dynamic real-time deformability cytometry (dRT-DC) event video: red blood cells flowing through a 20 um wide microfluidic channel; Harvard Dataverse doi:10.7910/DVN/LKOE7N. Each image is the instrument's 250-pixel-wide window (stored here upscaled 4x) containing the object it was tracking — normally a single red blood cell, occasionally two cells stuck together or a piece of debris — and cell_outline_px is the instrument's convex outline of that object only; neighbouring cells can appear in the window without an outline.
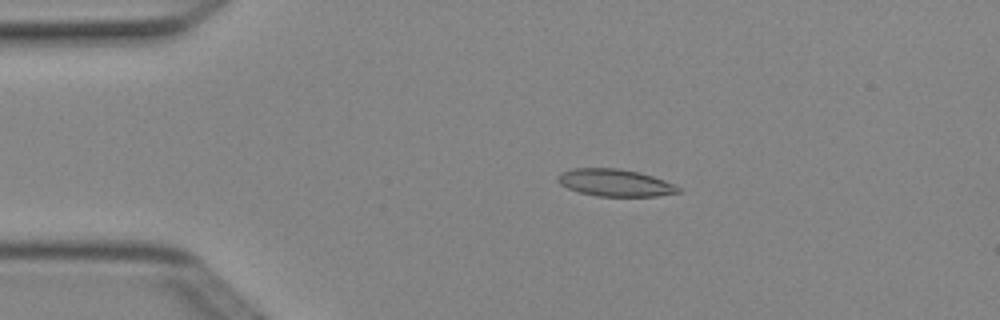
{"species": "Egyptian fruit bat (a non-hibernating species)", "species_latin": "Rousettus aegyptiacus", "temperature_condition": "cold", "stored_images_in_passage": 4, "camera_frame_rate_fps": 3000, "um_per_image_px": 0.085, "animal": {"sex": "female"}, "frame": {"image": 1, "passage_image": 3, "time_ms": 0.667, "image_size_px": [1000, 320], "cell_outline_px": [[680, 192], [656, 196], [596, 196], [580, 192], [568, 188], [560, 184], [556, 180], [556, 176], [560, 172], [572, 168], [620, 168], [640, 172], [664, 180], [680, 188]], "centroid_in_image_um": [52.23, 15.52], "position_along_channel_um": 32.8, "area_um2": 19.13}}